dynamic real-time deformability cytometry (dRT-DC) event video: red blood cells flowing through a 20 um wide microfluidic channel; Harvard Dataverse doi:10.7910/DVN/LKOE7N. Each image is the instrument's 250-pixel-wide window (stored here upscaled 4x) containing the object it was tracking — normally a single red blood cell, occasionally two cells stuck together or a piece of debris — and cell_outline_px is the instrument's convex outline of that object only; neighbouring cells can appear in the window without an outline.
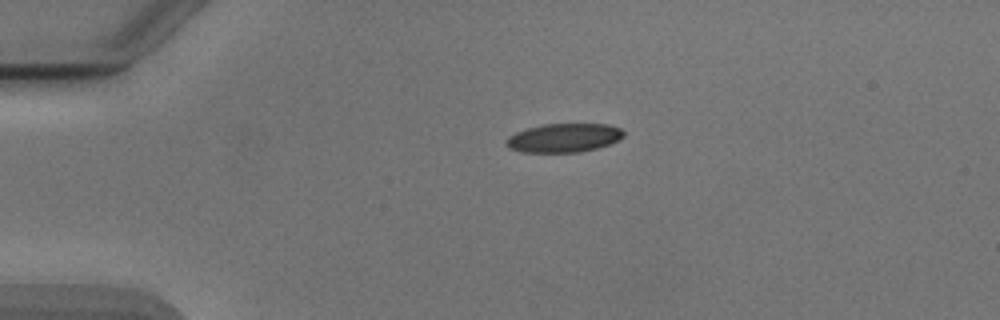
{"species": "Egyptian fruit bat (a non-hibernating species)", "species_latin": "Rousettus aegyptiacus", "temperature_condition": "cold", "stored_images_in_passage": 42, "camera_frame_rate_fps": 3000, "um_per_image_px": 0.085, "animal": {"sex": "male"}, "frame": {"image": 1, "passage_image": 1, "time_ms": 0.0, "image_size_px": [1000, 320], "cell_outline_px": [[624, 136], [608, 144], [596, 148], [580, 152], [524, 152], [508, 148], [504, 144], [504, 140], [508, 136], [516, 132], [528, 128], [544, 124], [608, 124], [620, 128], [624, 132]], "centroid_in_image_um": [47.88, 11.71], "position_along_channel_um": 37.1, "area_um2": 19.65}}
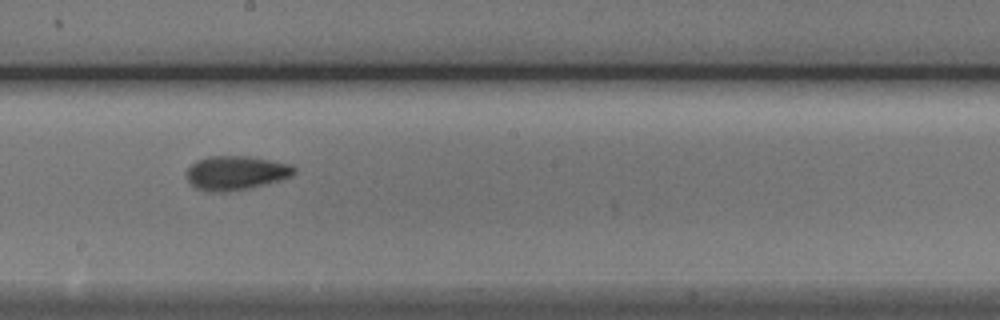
{"frame": {"image": 2, "passage_image": 19, "time_ms": 6.0, "image_size_px": [1000, 320], "cell_outline_px": [[296, 172], [292, 176], [280, 180], [248, 188], [228, 192], [204, 192], [196, 188], [188, 180], [188, 168], [196, 160], [208, 156], [248, 156], [292, 164], [296, 168]], "centroid_in_image_um": [20.07, 14.7], "position_along_channel_um": 228.1, "area_um2": 21.44}}
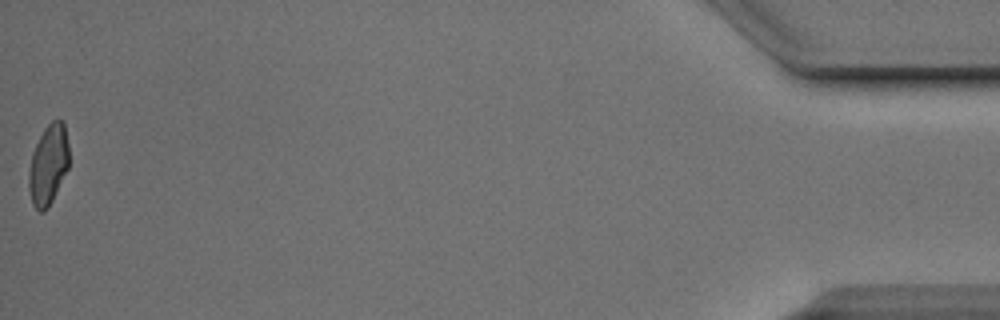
{"frame": {"image": 3, "passage_image": 42, "time_ms": 13.667, "image_size_px": [1000, 320], "cell_outline_px": [[68, 168], [48, 208], [44, 212], [40, 212], [32, 204], [28, 188], [28, 176], [32, 152], [44, 128], [52, 120], [60, 120], [64, 124], [68, 144]], "centroid_in_image_um": [4.09, 14.02], "position_along_channel_um": 431.1, "area_um2": 18.67}, "authors_computed_cell_mechanics": {"area_um2": 20.1144, "velocity_mm_per_s": 3.8892, "shape_relaxation_time_tau1_ms": 3.0588, "shape_relaxation_time_tau2_ms": 2.7656, "deformation_change_tau1": 0.1123, "deformation_change_tau2": 0.0785}}